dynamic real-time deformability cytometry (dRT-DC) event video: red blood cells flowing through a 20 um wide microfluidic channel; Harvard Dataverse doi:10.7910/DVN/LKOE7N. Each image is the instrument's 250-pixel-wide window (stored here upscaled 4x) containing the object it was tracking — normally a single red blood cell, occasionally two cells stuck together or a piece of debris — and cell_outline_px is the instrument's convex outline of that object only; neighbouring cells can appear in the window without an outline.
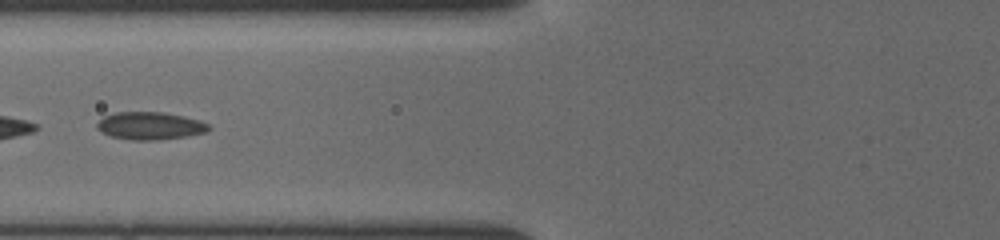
{"species": "common noctule bat (a hibernating species)", "species_latin": "Nyctalus noctula", "temperature_condition": "cold", "stored_images_in_passage": 11, "segment_of_instrument_passage": [2, 2], "camera_frame_rate_fps": 3000, "um_per_image_px": 0.085, "animal": {"sex": "female", "body_mass_g": 19.5, "forearm_length_mm": 54.1}, "frame": {"image": 1, "passage_image": 10, "time_ms": 7.0, "image_size_px": [1000, 240], "cell_outline_px": [[212, 128], [204, 132], [188, 136], [160, 140], [132, 140], [112, 136], [100, 132], [96, 128], [96, 124], [104, 116], [116, 112], [164, 112], [184, 116], [200, 120], [208, 124]], "centroid_in_image_um": [12.75, 10.69], "position_along_channel_um": 113.0, "area_um2": 18.09}}